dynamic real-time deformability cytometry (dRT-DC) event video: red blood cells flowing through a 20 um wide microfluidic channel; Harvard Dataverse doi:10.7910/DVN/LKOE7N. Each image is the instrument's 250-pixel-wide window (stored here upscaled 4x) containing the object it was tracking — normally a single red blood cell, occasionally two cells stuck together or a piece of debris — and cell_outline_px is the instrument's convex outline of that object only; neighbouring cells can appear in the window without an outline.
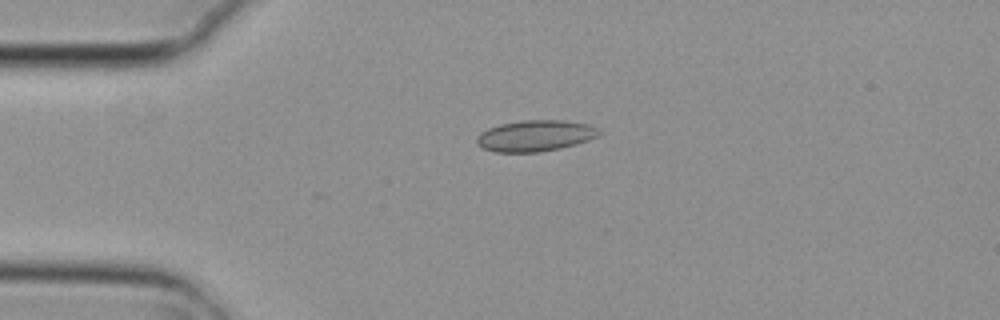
{"species": "common noctule bat (a hibernating species)", "species_latin": "Nyctalus noctula", "temperature_condition": "cold", "stored_images_in_passage": 2, "camera_frame_rate_fps": 3000, "um_per_image_px": 0.085, "animal": {"sex": "female", "body_mass_g": 29.2, "forearm_length_mm": 56.3}, "frame": {"image": 1, "passage_image": 2, "time_ms": 0.333, "image_size_px": [1000, 320], "cell_outline_px": [[600, 136], [576, 144], [560, 148], [536, 152], [496, 152], [484, 148], [476, 144], [476, 136], [480, 132], [488, 128], [500, 124], [524, 120], [564, 120], [588, 124], [600, 128]], "centroid_in_image_um": [45.51, 11.53], "position_along_channel_um": 39.5, "area_um2": 22.31}}